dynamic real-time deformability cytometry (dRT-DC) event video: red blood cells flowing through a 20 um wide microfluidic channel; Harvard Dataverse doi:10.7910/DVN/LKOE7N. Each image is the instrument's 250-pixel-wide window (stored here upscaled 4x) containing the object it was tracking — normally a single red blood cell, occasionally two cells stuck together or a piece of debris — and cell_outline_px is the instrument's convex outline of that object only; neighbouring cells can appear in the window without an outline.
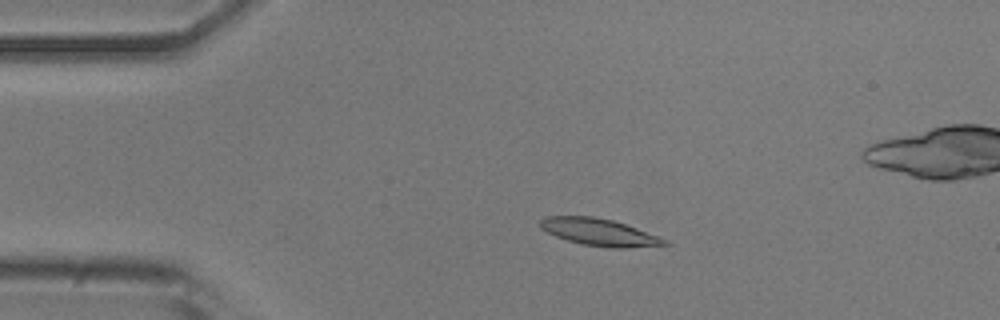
{"species": "common noctule bat (a hibernating species)", "species_latin": "Nyctalus noctula", "temperature_condition": "room temperature", "stored_images_in_passage": 54, "camera_frame_rate_fps": 3000, "um_per_image_px": 0.085, "animal": {"sex": "male", "body_mass_g": 20.5, "forearm_length_mm": 52.5}, "frame": {"image": 1, "passage_image": 11, "time_ms": 3.333, "image_size_px": [1000, 320], "cell_outline_px": [[672, 244], [628, 248], [608, 248], [580, 244], [556, 236], [540, 228], [540, 220], [544, 216], [592, 216], [612, 220], [660, 236], [668, 240]], "centroid_in_image_um": [50.96, 19.74], "position_along_channel_um": 34.0, "area_um2": 19.71}}
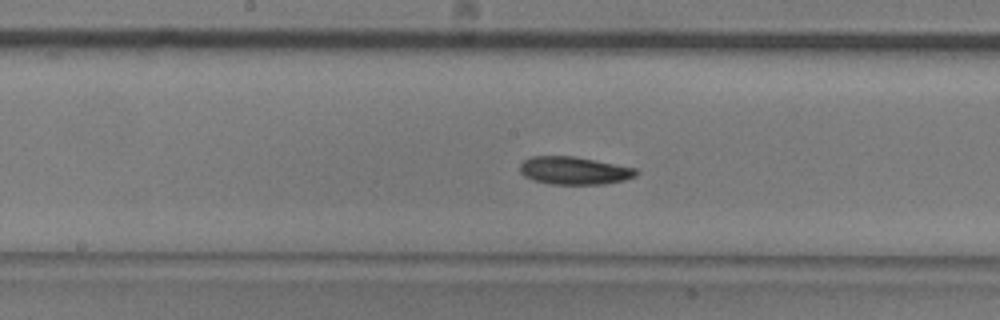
{"frame": {"image": 2, "passage_image": 27, "time_ms": 8.667, "image_size_px": [1000, 320], "cell_outline_px": [[640, 172], [636, 176], [624, 180], [604, 184], [552, 184], [532, 180], [524, 176], [520, 172], [520, 164], [524, 160], [532, 156], [572, 156], [636, 168]], "centroid_in_image_um": [48.8, 14.5], "position_along_channel_um": 199.4, "area_um2": 18.79}}
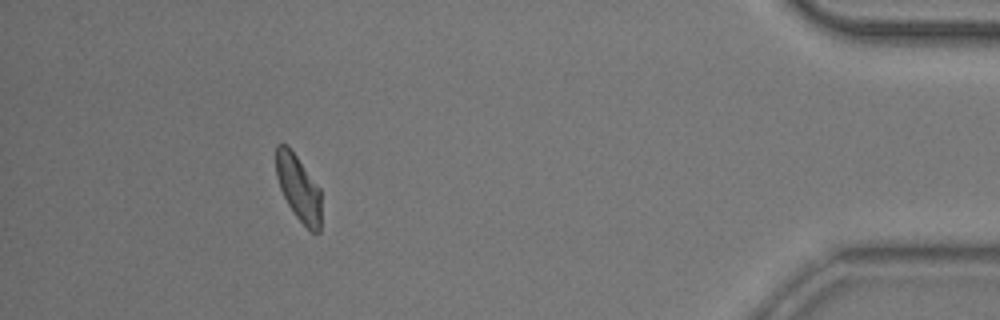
{"frame": {"image": 3, "passage_image": 48, "time_ms": 15.667, "image_size_px": [1000, 320], "cell_outline_px": [[320, 232], [312, 232], [296, 216], [288, 204], [280, 188], [276, 176], [276, 144], [284, 144], [296, 156], [320, 188]], "centroid_in_image_um": [25.37, 15.98], "position_along_channel_um": 409.8, "area_um2": 16.88}, "authors_computed_cell_mechanics": {"area_um2": 18.785, "velocity_mm_per_s": 3.8268, "shape_relaxation_time_tau1_ms": 4.3255, "shape_relaxation_time_tau2_ms": 11.124, "deformation_change_tau1": 0.1459, "deformation_change_tau2": 0.1891}}